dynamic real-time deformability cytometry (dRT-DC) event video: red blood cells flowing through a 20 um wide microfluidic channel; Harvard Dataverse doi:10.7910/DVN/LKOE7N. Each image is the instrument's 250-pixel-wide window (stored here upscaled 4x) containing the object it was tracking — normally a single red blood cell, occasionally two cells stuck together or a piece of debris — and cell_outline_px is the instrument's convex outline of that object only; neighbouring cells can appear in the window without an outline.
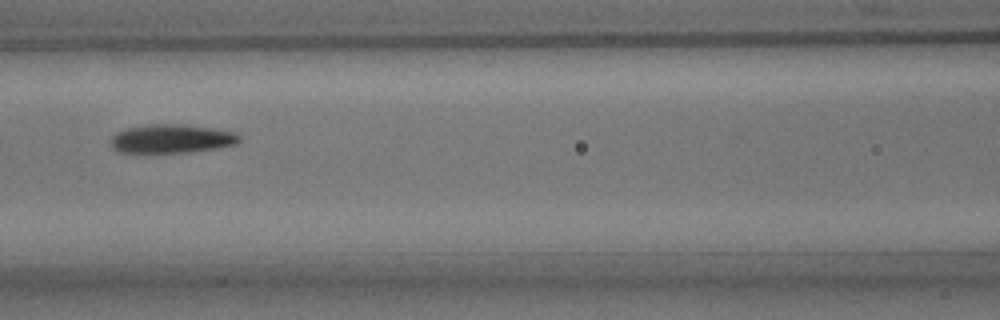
{"species": "common noctule bat (a hibernating species)", "species_latin": "Nyctalus noctula", "temperature_condition": "room temperature", "stored_images_in_passage": 6, "camera_frame_rate_fps": 3000, "um_per_image_px": 0.085, "animal": {"sex": "male", "body_mass_g": 15.6}, "frame": {"image": 1, "passage_image": 6, "time_ms": 1.667, "image_size_px": [1000, 320], "cell_outline_px": [[240, 140], [236, 144], [216, 148], [188, 152], [116, 152], [112, 148], [112, 136], [116, 132], [124, 128], [148, 124], [184, 124], [212, 128], [232, 132], [240, 136]], "centroid_in_image_um": [14.54, 11.78], "position_along_channel_um": 152.1, "area_um2": 21.44}}